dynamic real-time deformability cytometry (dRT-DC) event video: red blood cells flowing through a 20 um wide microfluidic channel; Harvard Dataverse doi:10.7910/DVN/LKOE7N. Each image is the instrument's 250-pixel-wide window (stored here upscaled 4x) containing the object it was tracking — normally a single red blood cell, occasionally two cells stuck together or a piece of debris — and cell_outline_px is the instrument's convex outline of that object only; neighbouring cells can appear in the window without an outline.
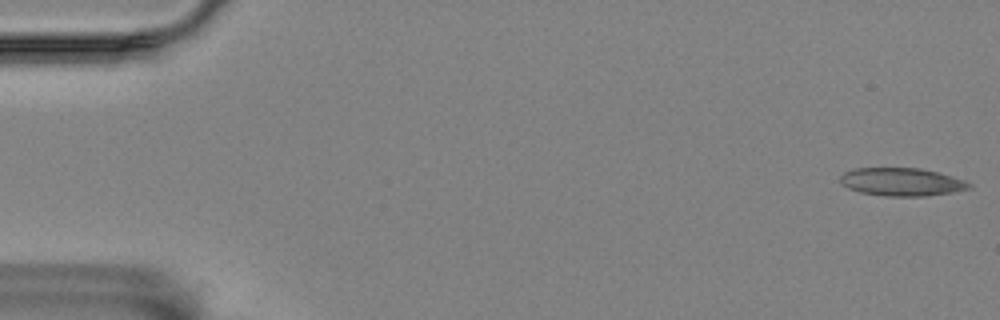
{"species": "Egyptian fruit bat (a non-hibernating species)", "species_latin": "Rousettus aegyptiacus", "temperature_condition": "room temperature", "stored_images_in_passage": 56, "camera_frame_rate_fps": 3000, "um_per_image_px": 0.085, "animal": {"sex": "female"}, "frame": {"image": 1, "passage_image": 1, "time_ms": 0.0, "image_size_px": [1000, 320], "cell_outline_px": [[972, 188], [952, 192], [928, 196], [884, 196], [860, 192], [848, 188], [840, 184], [840, 176], [844, 172], [852, 168], [920, 168], [952, 176], [964, 180], [972, 184]], "centroid_in_image_um": [76.62, 15.46], "position_along_channel_um": 8.4, "area_um2": 21.15}}
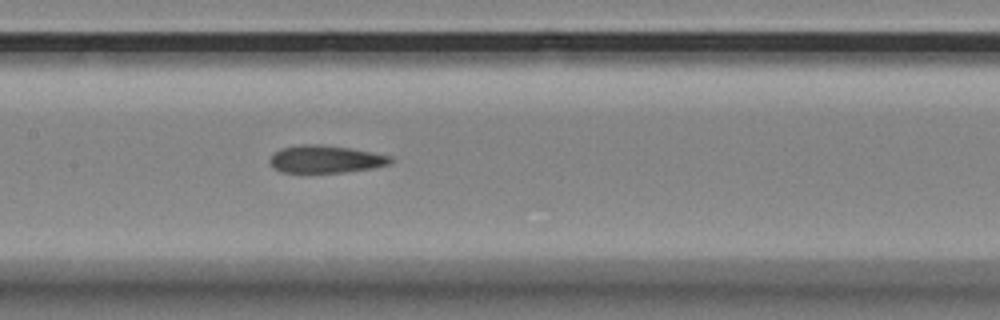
{"frame": {"image": 2, "passage_image": 27, "time_ms": 8.667, "image_size_px": [1000, 320], "cell_outline_px": [[392, 164], [372, 168], [344, 172], [280, 172], [272, 168], [268, 160], [280, 148], [300, 144], [320, 144], [348, 148], [372, 152], [392, 156]], "centroid_in_image_um": [27.66, 13.53], "position_along_channel_um": 179.7, "area_um2": 19.42}}
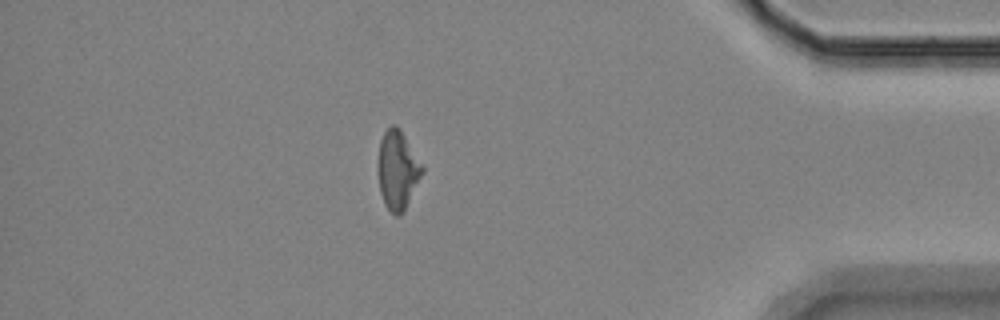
{"frame": {"image": 3, "passage_image": 49, "time_ms": 16.0, "image_size_px": [1000, 320], "cell_outline_px": [[424, 172], [400, 216], [396, 216], [384, 204], [380, 192], [380, 140], [384, 132], [392, 124], [396, 124], [400, 128], [424, 168]], "centroid_in_image_um": [33.82, 14.43], "position_along_channel_um": 401.4, "area_um2": 19.59}, "authors_computed_cell_mechanics": {"area_um2": 20.23, "velocity_mm_per_s": 3.5261, "shape_relaxation_time_tau1_ms": null, "shape_relaxation_time_tau2_ms": 4.5821, "deformation_change_tau1": null, "deformation_change_tau2": 0.1418}}